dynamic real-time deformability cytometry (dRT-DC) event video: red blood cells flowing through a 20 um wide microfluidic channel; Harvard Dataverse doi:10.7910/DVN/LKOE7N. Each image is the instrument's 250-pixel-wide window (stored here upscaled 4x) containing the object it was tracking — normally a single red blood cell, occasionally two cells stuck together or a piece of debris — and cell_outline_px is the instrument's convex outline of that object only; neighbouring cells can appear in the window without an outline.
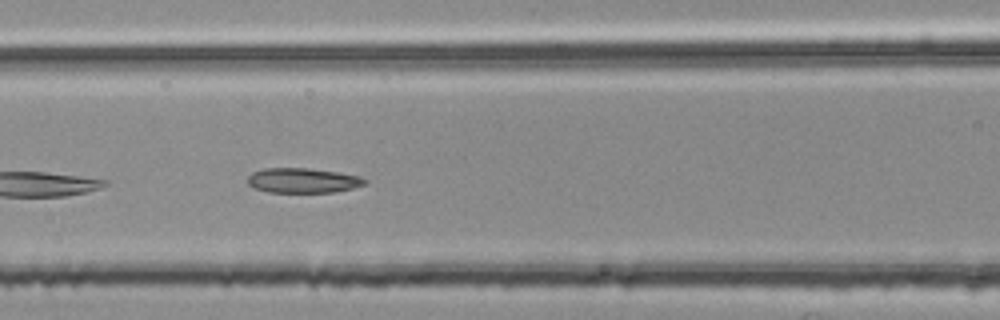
{"species": "common noctule bat (a hibernating species)", "species_latin": "Nyctalus noctula", "temperature_condition": "room temperature", "stored_images_in_passage": 14, "camera_frame_rate_fps": 3000, "um_per_image_px": 0.085, "animal": {"sex": "female", "body_mass_g": 25.1}, "frame": {"image": 1, "passage_image": 7, "time_ms": 2.0, "image_size_px": [1000, 320], "cell_outline_px": [[368, 180], [364, 184], [352, 188], [332, 192], [268, 192], [256, 188], [248, 184], [248, 176], [252, 172], [264, 168], [308, 168], [336, 172], [360, 176]], "centroid_in_image_um": [25.73, 15.33], "position_along_channel_um": 140.9, "area_um2": 16.82}}